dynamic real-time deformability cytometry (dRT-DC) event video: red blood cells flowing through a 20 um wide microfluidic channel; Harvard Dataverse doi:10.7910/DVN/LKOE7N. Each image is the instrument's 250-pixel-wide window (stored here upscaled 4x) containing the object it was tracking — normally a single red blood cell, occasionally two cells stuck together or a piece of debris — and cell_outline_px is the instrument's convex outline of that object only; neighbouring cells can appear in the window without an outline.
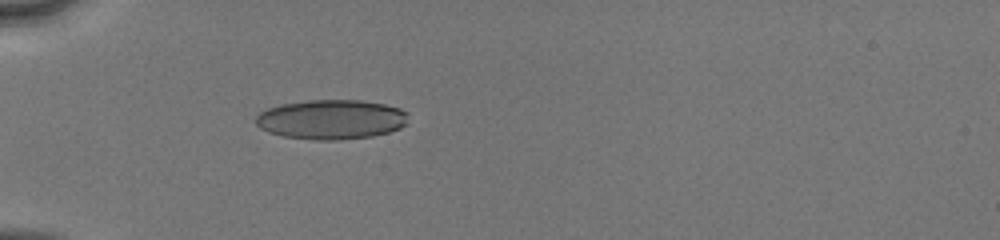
{"species": "human", "species_latin": "Homo sapiens", "temperature_condition": "cold", "stored_images_in_passage": 36, "camera_frame_rate_fps": 3000, "um_per_image_px": 0.085, "donor": {"sex": "male"}, "frame": {"image": 1, "passage_image": 2, "time_ms": 0.333, "image_size_px": [1000, 240], "cell_outline_px": [[408, 124], [400, 128], [388, 132], [372, 136], [340, 140], [316, 140], [284, 136], [268, 132], [260, 128], [256, 124], [256, 116], [260, 112], [268, 108], [280, 104], [308, 100], [360, 100], [384, 104], [400, 108], [408, 112]], "centroid_in_image_um": [28.18, 10.15], "position_along_channel_um": 56.8, "area_um2": 35.43}}
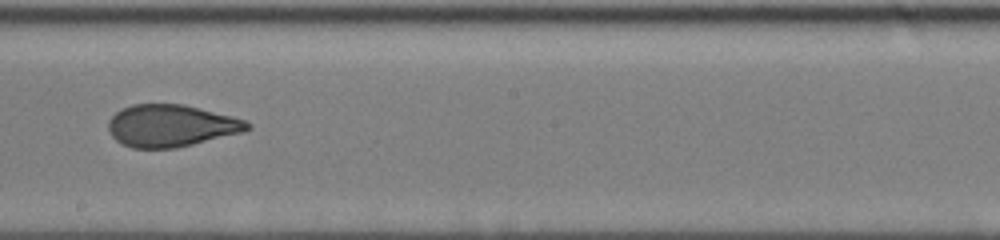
{"frame": {"image": 2, "passage_image": 16, "time_ms": 5.0, "image_size_px": [1000, 240], "cell_outline_px": [[252, 128], [244, 132], [176, 148], [132, 148], [116, 140], [108, 132], [108, 120], [120, 108], [132, 104], [184, 104], [232, 116], [244, 120], [252, 124]], "centroid_in_image_um": [14.54, 10.68], "position_along_channel_um": 233.7, "area_um2": 34.28}}
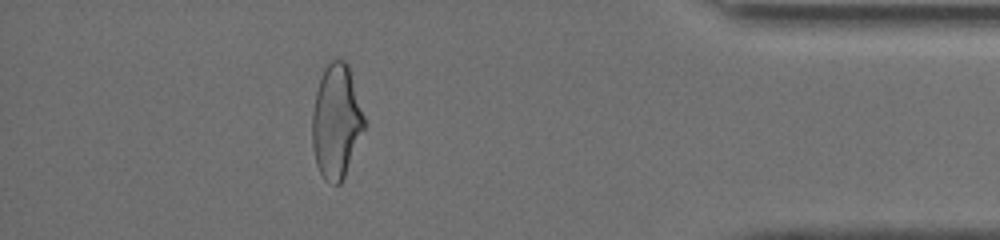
{"frame": {"image": 3, "passage_image": 31, "time_ms": 10.0, "image_size_px": [1000, 240], "cell_outline_px": [[364, 128], [344, 176], [340, 184], [328, 184], [324, 180], [316, 164], [312, 144], [312, 112], [316, 92], [324, 68], [332, 60], [344, 60], [348, 64], [364, 116]], "centroid_in_image_um": [28.56, 10.34], "position_along_channel_um": 406.6, "area_um2": 34.1}, "authors_computed_cell_mechanics": {"area_um2": 34.7956, "velocity_mm_per_s": 4.1319, "shape_relaxation_time_tau1_ms": 8.3542, "shape_relaxation_time_tau2_ms": 1.1202, "deformation_change_tau1": 0.2278, "deformation_change_tau2": 0.08}}